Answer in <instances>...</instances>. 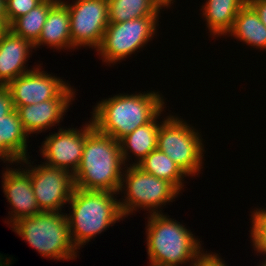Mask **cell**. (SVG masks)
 <instances>
[{"instance_id": "cell-25", "label": "cell", "mask_w": 266, "mask_h": 266, "mask_svg": "<svg viewBox=\"0 0 266 266\" xmlns=\"http://www.w3.org/2000/svg\"><path fill=\"white\" fill-rule=\"evenodd\" d=\"M43 0H7L6 18L7 27L18 17L25 15L34 7L38 6Z\"/></svg>"}, {"instance_id": "cell-11", "label": "cell", "mask_w": 266, "mask_h": 266, "mask_svg": "<svg viewBox=\"0 0 266 266\" xmlns=\"http://www.w3.org/2000/svg\"><path fill=\"white\" fill-rule=\"evenodd\" d=\"M69 85L63 79L42 71L39 65L9 82L6 87L12 96L14 109H17L19 106L59 99L71 87Z\"/></svg>"}, {"instance_id": "cell-5", "label": "cell", "mask_w": 266, "mask_h": 266, "mask_svg": "<svg viewBox=\"0 0 266 266\" xmlns=\"http://www.w3.org/2000/svg\"><path fill=\"white\" fill-rule=\"evenodd\" d=\"M13 231L29 243L42 257L70 260L77 257L69 230L67 213L42 211L11 225Z\"/></svg>"}, {"instance_id": "cell-28", "label": "cell", "mask_w": 266, "mask_h": 266, "mask_svg": "<svg viewBox=\"0 0 266 266\" xmlns=\"http://www.w3.org/2000/svg\"><path fill=\"white\" fill-rule=\"evenodd\" d=\"M247 3L255 10L260 21L266 26V0H247Z\"/></svg>"}, {"instance_id": "cell-22", "label": "cell", "mask_w": 266, "mask_h": 266, "mask_svg": "<svg viewBox=\"0 0 266 266\" xmlns=\"http://www.w3.org/2000/svg\"><path fill=\"white\" fill-rule=\"evenodd\" d=\"M55 4L54 1L43 0L28 13L15 19L8 28L34 45L41 35L49 10Z\"/></svg>"}, {"instance_id": "cell-33", "label": "cell", "mask_w": 266, "mask_h": 266, "mask_svg": "<svg viewBox=\"0 0 266 266\" xmlns=\"http://www.w3.org/2000/svg\"><path fill=\"white\" fill-rule=\"evenodd\" d=\"M50 1H54V2H56V3H60V2H62L63 0H50Z\"/></svg>"}, {"instance_id": "cell-30", "label": "cell", "mask_w": 266, "mask_h": 266, "mask_svg": "<svg viewBox=\"0 0 266 266\" xmlns=\"http://www.w3.org/2000/svg\"><path fill=\"white\" fill-rule=\"evenodd\" d=\"M0 20L7 26L5 2L0 0Z\"/></svg>"}, {"instance_id": "cell-32", "label": "cell", "mask_w": 266, "mask_h": 266, "mask_svg": "<svg viewBox=\"0 0 266 266\" xmlns=\"http://www.w3.org/2000/svg\"><path fill=\"white\" fill-rule=\"evenodd\" d=\"M265 260L264 261H262V263L260 264L261 266H266V258H264ZM260 265H258V266H260Z\"/></svg>"}, {"instance_id": "cell-14", "label": "cell", "mask_w": 266, "mask_h": 266, "mask_svg": "<svg viewBox=\"0 0 266 266\" xmlns=\"http://www.w3.org/2000/svg\"><path fill=\"white\" fill-rule=\"evenodd\" d=\"M76 91L69 88L59 99H49L41 103L19 106L16 111L28 135L46 131L60 123Z\"/></svg>"}, {"instance_id": "cell-9", "label": "cell", "mask_w": 266, "mask_h": 266, "mask_svg": "<svg viewBox=\"0 0 266 266\" xmlns=\"http://www.w3.org/2000/svg\"><path fill=\"white\" fill-rule=\"evenodd\" d=\"M28 159L21 162L30 164L24 170L31 176L32 189L39 209L61 213L62 207L69 202L75 188L73 174L45 163L33 167Z\"/></svg>"}, {"instance_id": "cell-3", "label": "cell", "mask_w": 266, "mask_h": 266, "mask_svg": "<svg viewBox=\"0 0 266 266\" xmlns=\"http://www.w3.org/2000/svg\"><path fill=\"white\" fill-rule=\"evenodd\" d=\"M117 192L83 190L74 188L69 204L72 211L67 215L70 236L76 249L86 245L96 234L123 220Z\"/></svg>"}, {"instance_id": "cell-26", "label": "cell", "mask_w": 266, "mask_h": 266, "mask_svg": "<svg viewBox=\"0 0 266 266\" xmlns=\"http://www.w3.org/2000/svg\"><path fill=\"white\" fill-rule=\"evenodd\" d=\"M13 110L14 106L10 91L6 86L0 85V121Z\"/></svg>"}, {"instance_id": "cell-17", "label": "cell", "mask_w": 266, "mask_h": 266, "mask_svg": "<svg viewBox=\"0 0 266 266\" xmlns=\"http://www.w3.org/2000/svg\"><path fill=\"white\" fill-rule=\"evenodd\" d=\"M44 44L58 50L75 48L71 42L70 14L63 2L56 3L49 10L41 35L34 44V48H39Z\"/></svg>"}, {"instance_id": "cell-21", "label": "cell", "mask_w": 266, "mask_h": 266, "mask_svg": "<svg viewBox=\"0 0 266 266\" xmlns=\"http://www.w3.org/2000/svg\"><path fill=\"white\" fill-rule=\"evenodd\" d=\"M137 166L146 173L172 183L179 191H182L183 179L187 175L158 148L150 152Z\"/></svg>"}, {"instance_id": "cell-2", "label": "cell", "mask_w": 266, "mask_h": 266, "mask_svg": "<svg viewBox=\"0 0 266 266\" xmlns=\"http://www.w3.org/2000/svg\"><path fill=\"white\" fill-rule=\"evenodd\" d=\"M139 93L118 94L99 101L92 112L93 126L119 141L166 108L158 92Z\"/></svg>"}, {"instance_id": "cell-31", "label": "cell", "mask_w": 266, "mask_h": 266, "mask_svg": "<svg viewBox=\"0 0 266 266\" xmlns=\"http://www.w3.org/2000/svg\"><path fill=\"white\" fill-rule=\"evenodd\" d=\"M7 29L8 27L0 20V38Z\"/></svg>"}, {"instance_id": "cell-10", "label": "cell", "mask_w": 266, "mask_h": 266, "mask_svg": "<svg viewBox=\"0 0 266 266\" xmlns=\"http://www.w3.org/2000/svg\"><path fill=\"white\" fill-rule=\"evenodd\" d=\"M70 14L71 42L76 48L100 47L109 24L108 0L62 1Z\"/></svg>"}, {"instance_id": "cell-12", "label": "cell", "mask_w": 266, "mask_h": 266, "mask_svg": "<svg viewBox=\"0 0 266 266\" xmlns=\"http://www.w3.org/2000/svg\"><path fill=\"white\" fill-rule=\"evenodd\" d=\"M66 129L60 128L57 133L45 138L40 148L41 155L46 159L43 162L46 165L74 174L82 159L85 138L88 135V122L83 129Z\"/></svg>"}, {"instance_id": "cell-24", "label": "cell", "mask_w": 266, "mask_h": 266, "mask_svg": "<svg viewBox=\"0 0 266 266\" xmlns=\"http://www.w3.org/2000/svg\"><path fill=\"white\" fill-rule=\"evenodd\" d=\"M251 240L254 250L260 255H266V209H257L252 212Z\"/></svg>"}, {"instance_id": "cell-16", "label": "cell", "mask_w": 266, "mask_h": 266, "mask_svg": "<svg viewBox=\"0 0 266 266\" xmlns=\"http://www.w3.org/2000/svg\"><path fill=\"white\" fill-rule=\"evenodd\" d=\"M27 137L19 115L14 109L0 121V159L7 163L22 164L28 158Z\"/></svg>"}, {"instance_id": "cell-1", "label": "cell", "mask_w": 266, "mask_h": 266, "mask_svg": "<svg viewBox=\"0 0 266 266\" xmlns=\"http://www.w3.org/2000/svg\"><path fill=\"white\" fill-rule=\"evenodd\" d=\"M125 165L119 141L100 132L89 121L82 159L73 174L75 187L119 193Z\"/></svg>"}, {"instance_id": "cell-19", "label": "cell", "mask_w": 266, "mask_h": 266, "mask_svg": "<svg viewBox=\"0 0 266 266\" xmlns=\"http://www.w3.org/2000/svg\"><path fill=\"white\" fill-rule=\"evenodd\" d=\"M247 0H207L202 5L210 35L214 37L227 35L232 29L234 19Z\"/></svg>"}, {"instance_id": "cell-7", "label": "cell", "mask_w": 266, "mask_h": 266, "mask_svg": "<svg viewBox=\"0 0 266 266\" xmlns=\"http://www.w3.org/2000/svg\"><path fill=\"white\" fill-rule=\"evenodd\" d=\"M163 120L160 122L157 148L174 161L187 176L198 175L203 168L205 151L201 135L179 117L169 115Z\"/></svg>"}, {"instance_id": "cell-15", "label": "cell", "mask_w": 266, "mask_h": 266, "mask_svg": "<svg viewBox=\"0 0 266 266\" xmlns=\"http://www.w3.org/2000/svg\"><path fill=\"white\" fill-rule=\"evenodd\" d=\"M34 45L14 34L9 28L0 38V85L6 86L17 77L29 72L26 62ZM31 51V52H30Z\"/></svg>"}, {"instance_id": "cell-20", "label": "cell", "mask_w": 266, "mask_h": 266, "mask_svg": "<svg viewBox=\"0 0 266 266\" xmlns=\"http://www.w3.org/2000/svg\"><path fill=\"white\" fill-rule=\"evenodd\" d=\"M227 34L253 48L266 49V26L248 3L239 10L232 29Z\"/></svg>"}, {"instance_id": "cell-27", "label": "cell", "mask_w": 266, "mask_h": 266, "mask_svg": "<svg viewBox=\"0 0 266 266\" xmlns=\"http://www.w3.org/2000/svg\"><path fill=\"white\" fill-rule=\"evenodd\" d=\"M218 254L204 253L200 256L195 266H227Z\"/></svg>"}, {"instance_id": "cell-6", "label": "cell", "mask_w": 266, "mask_h": 266, "mask_svg": "<svg viewBox=\"0 0 266 266\" xmlns=\"http://www.w3.org/2000/svg\"><path fill=\"white\" fill-rule=\"evenodd\" d=\"M123 171L120 192H124V198L120 201L124 218L137 208L149 210L150 214L161 213L158 208L165 206L178 197L180 191L170 182L157 178L144 172L139 166L129 164ZM126 187H125V186ZM124 189V190H123Z\"/></svg>"}, {"instance_id": "cell-13", "label": "cell", "mask_w": 266, "mask_h": 266, "mask_svg": "<svg viewBox=\"0 0 266 266\" xmlns=\"http://www.w3.org/2000/svg\"><path fill=\"white\" fill-rule=\"evenodd\" d=\"M7 168L3 172V193L7 201L12 206L10 216V226L17 220L34 216L42 212L36 202L32 189L31 176L23 170Z\"/></svg>"}, {"instance_id": "cell-4", "label": "cell", "mask_w": 266, "mask_h": 266, "mask_svg": "<svg viewBox=\"0 0 266 266\" xmlns=\"http://www.w3.org/2000/svg\"><path fill=\"white\" fill-rule=\"evenodd\" d=\"M148 217L146 242L150 266H180L190 261L195 266L203 254L200 240L185 225L162 212Z\"/></svg>"}, {"instance_id": "cell-8", "label": "cell", "mask_w": 266, "mask_h": 266, "mask_svg": "<svg viewBox=\"0 0 266 266\" xmlns=\"http://www.w3.org/2000/svg\"><path fill=\"white\" fill-rule=\"evenodd\" d=\"M159 16L140 17L121 23H109L97 49L105 63L115 64L147 45L156 34Z\"/></svg>"}, {"instance_id": "cell-18", "label": "cell", "mask_w": 266, "mask_h": 266, "mask_svg": "<svg viewBox=\"0 0 266 266\" xmlns=\"http://www.w3.org/2000/svg\"><path fill=\"white\" fill-rule=\"evenodd\" d=\"M163 110L164 108L149 123L136 128L133 132L119 140L124 163L127 162L129 159L128 157H131L128 154L133 153L138 160L137 162L135 161L133 165H137L150 152L157 149L158 132L160 128L157 119H159L158 117L161 116Z\"/></svg>"}, {"instance_id": "cell-29", "label": "cell", "mask_w": 266, "mask_h": 266, "mask_svg": "<svg viewBox=\"0 0 266 266\" xmlns=\"http://www.w3.org/2000/svg\"><path fill=\"white\" fill-rule=\"evenodd\" d=\"M159 12L160 9L163 7L168 8L171 7V3H173V0H148Z\"/></svg>"}, {"instance_id": "cell-23", "label": "cell", "mask_w": 266, "mask_h": 266, "mask_svg": "<svg viewBox=\"0 0 266 266\" xmlns=\"http://www.w3.org/2000/svg\"><path fill=\"white\" fill-rule=\"evenodd\" d=\"M109 23L159 16V11L148 0H108Z\"/></svg>"}]
</instances>
